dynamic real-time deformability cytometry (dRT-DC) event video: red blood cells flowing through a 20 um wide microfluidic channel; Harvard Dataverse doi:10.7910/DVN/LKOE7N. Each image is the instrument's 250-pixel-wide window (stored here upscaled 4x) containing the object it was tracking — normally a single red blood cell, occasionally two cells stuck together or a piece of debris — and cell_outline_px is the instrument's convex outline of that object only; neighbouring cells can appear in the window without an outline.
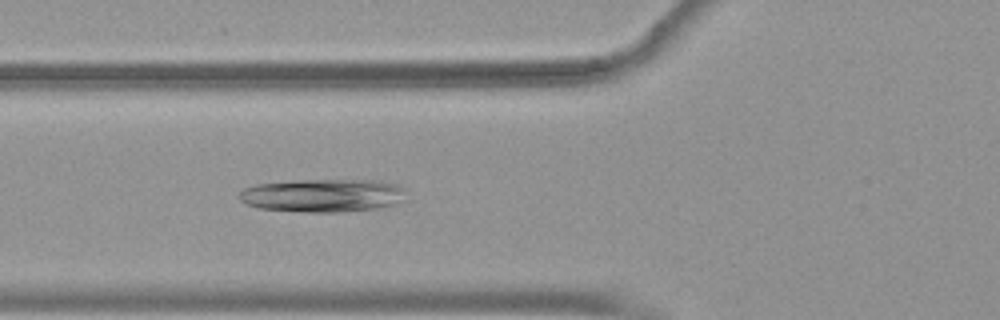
{"species": "common noctule bat (a hibernating species)", "species_latin": "Nyctalus noctula", "temperature_condition": "warm", "stored_images_in_passage": 53, "camera_frame_rate_fps": 3000, "um_per_image_px": 0.085, "animal": {"sex": "female", "body_mass_g": 19.9}, "frame": {"image": 1, "passage_image": 20, "time_ms": 6.333, "image_size_px": [1000, 320], "cell_outline_px": [[404, 200], [396, 204], [376, 208], [340, 212], [308, 212], [260, 208], [244, 204], [240, 200], [240, 192], [244, 188], [256, 184], [296, 180], [380, 180], [400, 184], [404, 188]], "centroid_in_image_um": [27.47, 16.6], "position_along_channel_um": 98.3, "area_um2": 32.43}}
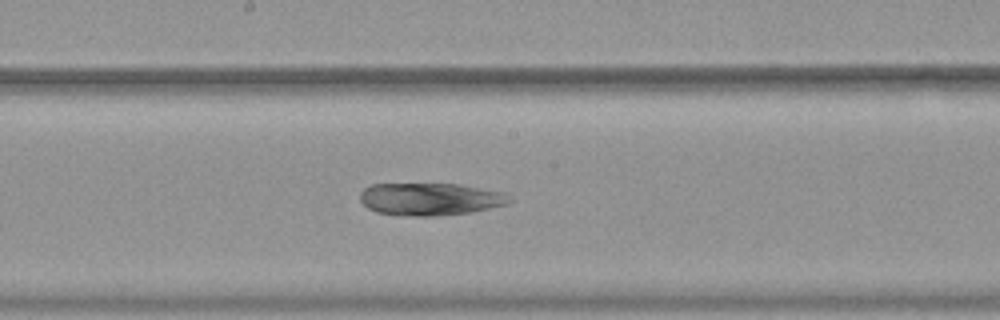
{"frame": {"image": 2, "passage_image": 29, "time_ms": 9.333, "image_size_px": [1000, 320], "cell_outline_px": [[512, 200], [508, 204], [472, 212], [436, 216], [412, 216], [376, 212], [368, 208], [360, 200], [360, 192], [364, 188], [372, 184], [460, 184], [504, 192], [512, 196]], "centroid_in_image_um": [36.61, 16.92], "position_along_channel_um": 211.6, "area_um2": 28.44}}
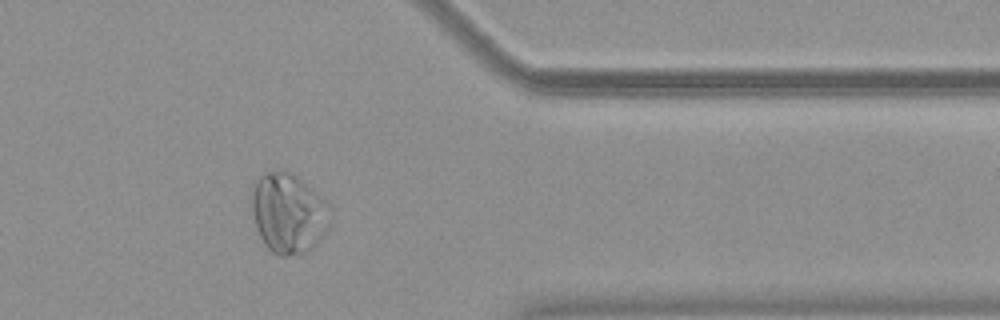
{"frame": {"image": 3, "passage_image": 44, "time_ms": 14.333, "image_size_px": [1000, 320], "cell_outline_px": [[332, 220], [320, 240], [312, 248], [304, 252], [288, 256], [280, 256], [272, 252], [264, 244], [260, 236], [248, 208], [248, 196], [252, 180], [264, 172], [280, 168], [288, 168], [332, 204]], "centroid_in_image_um": [24.47, 18.03], "position_along_channel_um": 386.9, "area_um2": 38.67}}